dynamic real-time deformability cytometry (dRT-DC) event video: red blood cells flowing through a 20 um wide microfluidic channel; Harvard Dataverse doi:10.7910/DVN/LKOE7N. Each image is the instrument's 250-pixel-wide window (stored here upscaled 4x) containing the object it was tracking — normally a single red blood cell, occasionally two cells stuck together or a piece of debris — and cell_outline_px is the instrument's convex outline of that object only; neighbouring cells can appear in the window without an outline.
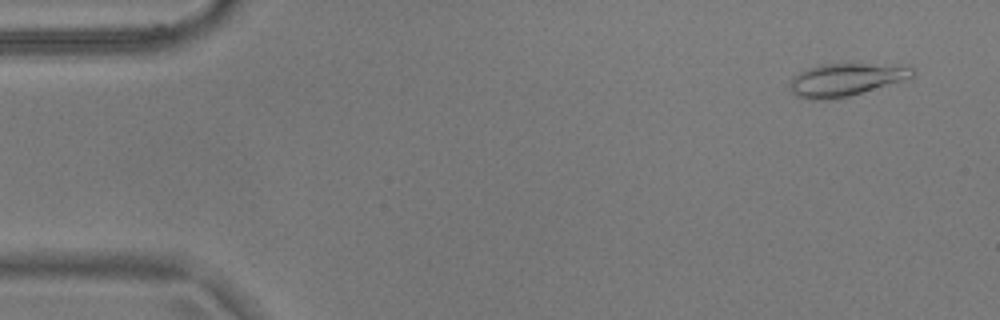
{"species": "common noctule bat (a hibernating species)", "species_latin": "Nyctalus noctula", "temperature_condition": "warm", "stored_images_in_passage": 54, "camera_frame_rate_fps": 3000, "um_per_image_px": 0.085, "animal": {"sex": "male", "body_mass_g": 17.9}, "frame": {"image": 1, "passage_image": 3, "time_ms": 0.667, "image_size_px": [1000, 320], "cell_outline_px": [[916, 72], [912, 76], [900, 80], [848, 96], [824, 100], [812, 100], [796, 96], [792, 92], [792, 76], [808, 68], [820, 64], [908, 64]], "centroid_in_image_um": [71.89, 6.75], "position_along_channel_um": 13.1, "area_um2": 23.0}}
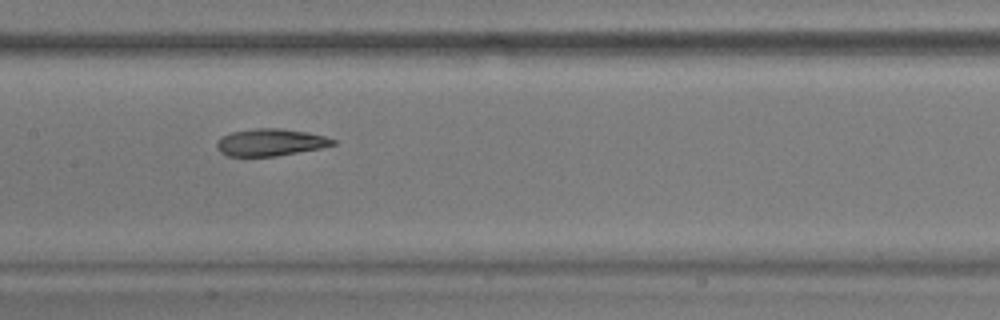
{"frame": {"image": 2, "passage_image": 26, "time_ms": 8.333, "image_size_px": [1000, 320], "cell_outline_px": [[336, 144], [320, 148], [276, 156], [228, 156], [220, 152], [216, 148], [216, 140], [220, 136], [232, 132], [256, 128], [280, 128], [308, 132], [324, 136], [336, 140]], "centroid_in_image_um": [22.95, 12.09], "position_along_channel_um": 184.5, "area_um2": 18.44}}
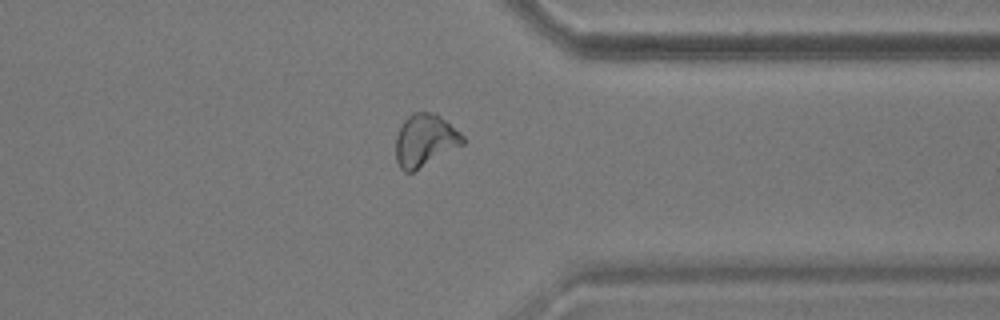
{"frame": {"image": 3, "passage_image": 42, "time_ms": 13.667, "image_size_px": [1000, 320], "cell_outline_px": [[464, 144], [412, 172], [404, 172], [400, 168], [396, 160], [396, 136], [404, 120], [412, 112], [436, 112], [460, 132], [464, 136]], "centroid_in_image_um": [36.12, 11.91], "position_along_channel_um": 375.3, "area_um2": 20.4}, "authors_computed_cell_mechanics": {"area_um2": 20.3745, "velocity_mm_per_s": 3.672, "shape_relaxation_time_tau1_ms": 4.2417, "shape_relaxation_time_tau2_ms": 3.8502, "deformation_change_tau1": 0.1502, "deformation_change_tau2": 0.1043}}